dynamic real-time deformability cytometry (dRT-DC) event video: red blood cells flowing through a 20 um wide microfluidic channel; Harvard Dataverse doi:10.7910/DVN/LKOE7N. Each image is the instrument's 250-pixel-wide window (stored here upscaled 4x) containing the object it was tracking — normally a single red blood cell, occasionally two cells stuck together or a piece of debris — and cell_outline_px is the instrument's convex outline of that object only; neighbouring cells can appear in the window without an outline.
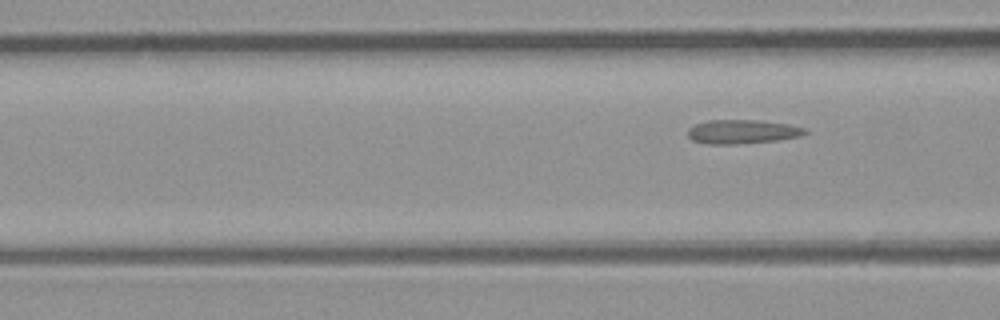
{"species": "common noctule bat (a hibernating species)", "species_latin": "Nyctalus noctula", "temperature_condition": "room temperature", "stored_images_in_passage": 4, "camera_frame_rate_fps": 3000, "um_per_image_px": 0.085, "animal": {"sex": "male", "body_mass_g": 23.1, "forearm_length_mm": 52.7}, "frame": {"image": 1, "passage_image": 4, "time_ms": 4.333, "image_size_px": [1000, 320], "cell_outline_px": [[808, 132], [800, 136], [776, 140], [736, 144], [708, 144], [692, 140], [688, 136], [688, 128], [696, 124], [708, 120], [756, 120], [788, 124], [804, 128]], "centroid_in_image_um": [63.06, 11.19], "position_along_channel_um": 103.5, "area_um2": 16.24}}